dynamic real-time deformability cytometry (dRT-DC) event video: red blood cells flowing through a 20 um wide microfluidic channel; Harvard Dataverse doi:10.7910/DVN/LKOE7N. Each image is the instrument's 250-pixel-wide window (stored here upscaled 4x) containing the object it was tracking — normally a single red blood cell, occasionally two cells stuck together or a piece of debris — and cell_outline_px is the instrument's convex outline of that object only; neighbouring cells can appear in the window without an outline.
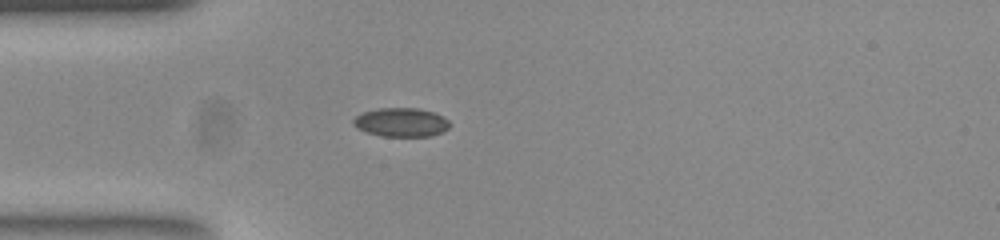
{"species": "common noctule bat (a hibernating species)", "species_latin": "Nyctalus noctula", "temperature_condition": "room temperature", "stored_images_in_passage": 39, "camera_frame_rate_fps": 3000, "um_per_image_px": 0.085, "animal": {"sex": "female", "body_mass_g": 23.0, "forearm_length_mm": 53.4}, "frame": {"image": 1, "passage_image": 1, "time_ms": 0.0, "image_size_px": [1000, 240], "cell_outline_px": [[448, 128], [432, 136], [384, 136], [368, 132], [356, 128], [352, 124], [352, 120], [356, 116], [364, 112], [376, 108], [420, 108], [444, 116], [448, 120]], "centroid_in_image_um": [34.08, 10.38], "position_along_channel_um": 50.9, "area_um2": 16.13}}
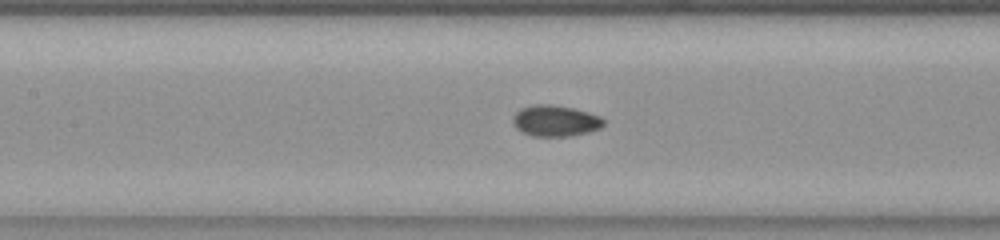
{"frame": {"image": 2, "passage_image": 10, "time_ms": 3.0, "image_size_px": [1000, 240], "cell_outline_px": [[604, 124], [600, 128], [568, 136], [532, 136], [516, 128], [512, 124], [512, 116], [520, 108], [532, 104], [552, 104], [572, 108], [588, 112], [600, 116], [604, 120]], "centroid_in_image_um": [47.15, 10.25], "position_along_channel_um": 160.2, "area_um2": 16.42}}
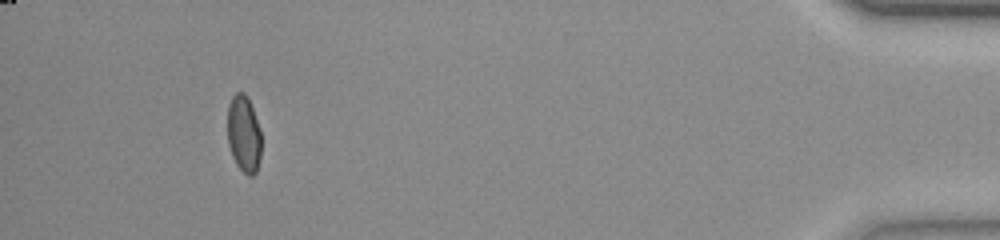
{"frame": {"image": 3, "passage_image": 35, "time_ms": 11.333, "image_size_px": [1000, 240], "cell_outline_px": [[260, 160], [256, 172], [252, 176], [248, 176], [236, 164], [232, 156], [228, 144], [228, 104], [232, 96], [236, 92], [244, 92], [248, 96], [260, 128]], "centroid_in_image_um": [20.72, 11.36], "position_along_channel_um": 414.5, "area_um2": 15.26}, "authors_computed_cell_mechanics": {"area_um2": 15.9528, "velocity_mm_per_s": 3.9079, "shape_relaxation_time_tau1_ms": 9.5757, "shape_relaxation_time_tau2_ms": 1.0827, "deformation_change_tau1": 0.1752, "deformation_change_tau2": 0.0292}}